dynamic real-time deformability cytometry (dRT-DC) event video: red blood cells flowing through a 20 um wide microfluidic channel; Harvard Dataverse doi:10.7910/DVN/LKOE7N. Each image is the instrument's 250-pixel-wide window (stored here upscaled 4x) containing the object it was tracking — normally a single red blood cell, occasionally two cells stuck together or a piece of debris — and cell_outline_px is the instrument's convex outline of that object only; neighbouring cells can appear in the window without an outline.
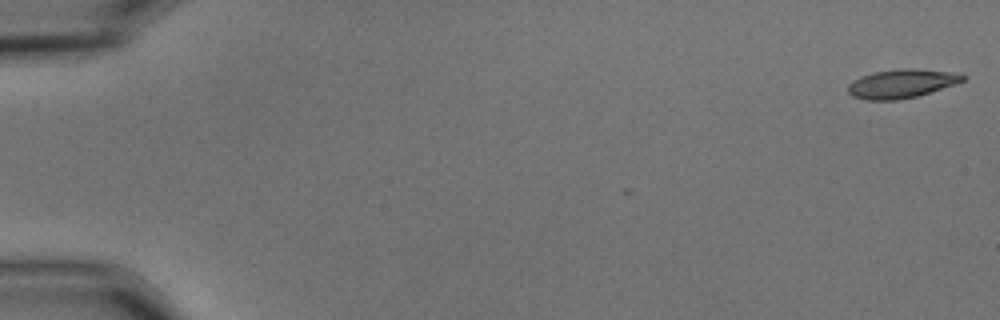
{"species": "common noctule bat (a hibernating species)", "species_latin": "Nyctalus noctula", "temperature_condition": "cold", "stored_images_in_passage": 3, "camera_frame_rate_fps": 3000, "um_per_image_px": 0.085, "animal": {"sex": "male", "body_mass_g": 15.6}, "frame": {"image": 1, "passage_image": 1, "time_ms": 0.0, "image_size_px": [1000, 320], "cell_outline_px": [[964, 80], [916, 96], [896, 100], [864, 100], [852, 96], [848, 92], [848, 84], [852, 80], [860, 76], [872, 72], [900, 68], [916, 68], [948, 72], [964, 76]], "centroid_in_image_um": [76.5, 7.1], "position_along_channel_um": 8.5, "area_um2": 18.96}}